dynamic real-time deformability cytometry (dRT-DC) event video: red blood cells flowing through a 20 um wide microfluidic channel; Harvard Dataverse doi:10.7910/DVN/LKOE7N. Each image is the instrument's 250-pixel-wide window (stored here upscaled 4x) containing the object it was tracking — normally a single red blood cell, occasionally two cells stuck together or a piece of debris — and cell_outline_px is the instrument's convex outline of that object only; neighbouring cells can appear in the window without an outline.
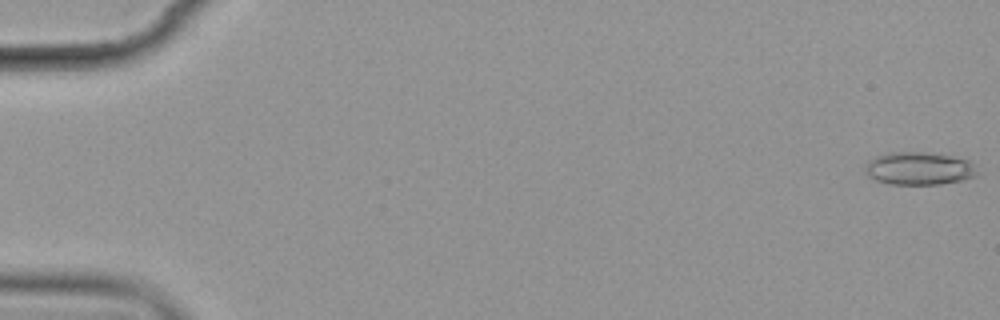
{"species": "common noctule bat (a hibernating species)", "species_latin": "Nyctalus noctula", "temperature_condition": "cold", "stored_images_in_passage": 6, "camera_frame_rate_fps": 3000, "um_per_image_px": 0.085, "animal": {"sex": "female", "body_mass_g": 19.9}, "frame": {"image": 1, "passage_image": 1, "time_ms": 0.0, "image_size_px": [1000, 320], "cell_outline_px": [[976, 176], [964, 180], [940, 184], [888, 184], [876, 180], [868, 176], [868, 160], [876, 156], [888, 152], [924, 152], [952, 156], [968, 160], [972, 164], [976, 172]], "centroid_in_image_um": [78.13, 14.32], "position_along_channel_um": 6.9, "area_um2": 21.21}}